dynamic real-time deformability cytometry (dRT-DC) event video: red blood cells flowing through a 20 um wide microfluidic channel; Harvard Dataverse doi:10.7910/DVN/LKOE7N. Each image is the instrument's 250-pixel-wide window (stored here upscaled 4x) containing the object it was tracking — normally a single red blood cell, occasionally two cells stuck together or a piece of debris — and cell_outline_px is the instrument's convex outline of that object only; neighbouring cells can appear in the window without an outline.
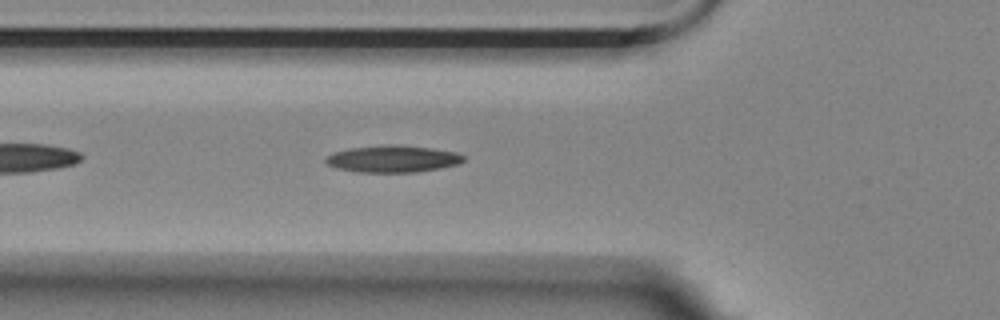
{"species": "Egyptian fruit bat (a non-hibernating species)", "species_latin": "Rousettus aegyptiacus", "temperature_condition": "room temperature", "stored_images_in_passage": 45, "camera_frame_rate_fps": 3000, "um_per_image_px": 0.085, "animal": {"sex": "female"}, "frame": {"image": 1, "passage_image": 7, "time_ms": 2.0, "image_size_px": [1000, 320], "cell_outline_px": [[464, 160], [460, 164], [440, 168], [416, 172], [360, 172], [336, 168], [328, 164], [324, 160], [324, 156], [332, 152], [352, 148], [388, 144], [392, 144], [432, 148], [456, 152], [464, 156]], "centroid_in_image_um": [33.37, 13.5], "position_along_channel_um": 92.4, "area_um2": 21.68}}
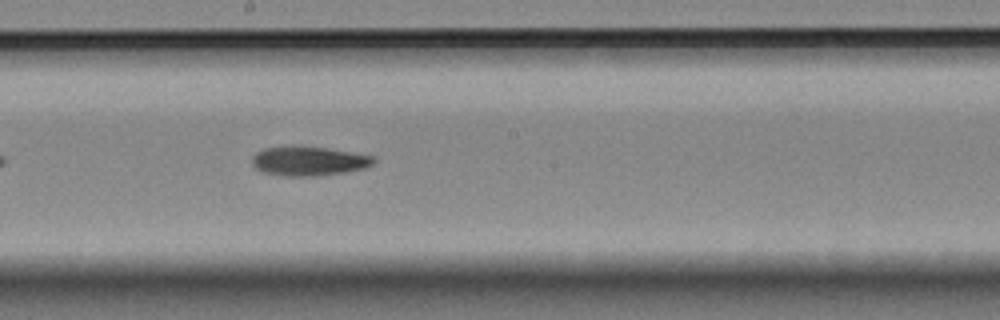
{"frame": {"image": 2, "passage_image": 18, "time_ms": 5.667, "image_size_px": [1000, 320], "cell_outline_px": [[376, 160], [372, 164], [364, 168], [344, 172], [316, 176], [284, 176], [260, 172], [252, 164], [252, 156], [256, 152], [264, 148], [292, 144], [328, 148], [376, 156]], "centroid_in_image_um": [26.2, 13.66], "position_along_channel_um": 222.0, "area_um2": 21.27}}
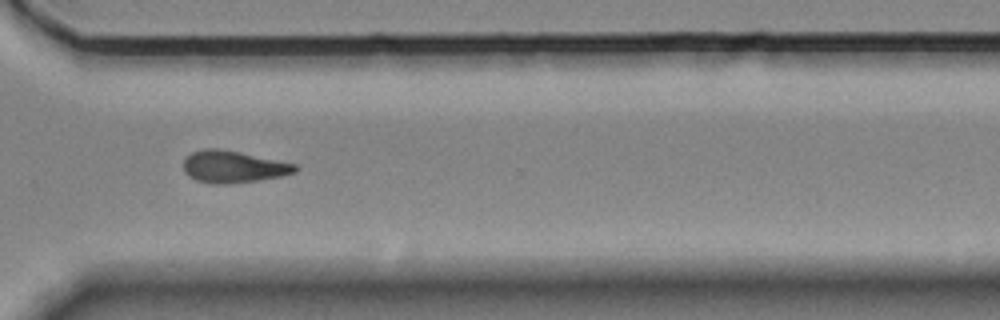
{"frame": {"image": 3, "passage_image": 29, "time_ms": 9.333, "image_size_px": [1000, 320], "cell_outline_px": [[300, 168], [296, 172], [280, 176], [256, 180], [228, 184], [212, 184], [196, 180], [188, 176], [184, 172], [184, 160], [192, 152], [204, 148], [220, 148], [240, 152], [296, 164]], "centroid_in_image_um": [19.81, 14.17], "position_along_channel_um": 350.8, "area_um2": 20.81}}